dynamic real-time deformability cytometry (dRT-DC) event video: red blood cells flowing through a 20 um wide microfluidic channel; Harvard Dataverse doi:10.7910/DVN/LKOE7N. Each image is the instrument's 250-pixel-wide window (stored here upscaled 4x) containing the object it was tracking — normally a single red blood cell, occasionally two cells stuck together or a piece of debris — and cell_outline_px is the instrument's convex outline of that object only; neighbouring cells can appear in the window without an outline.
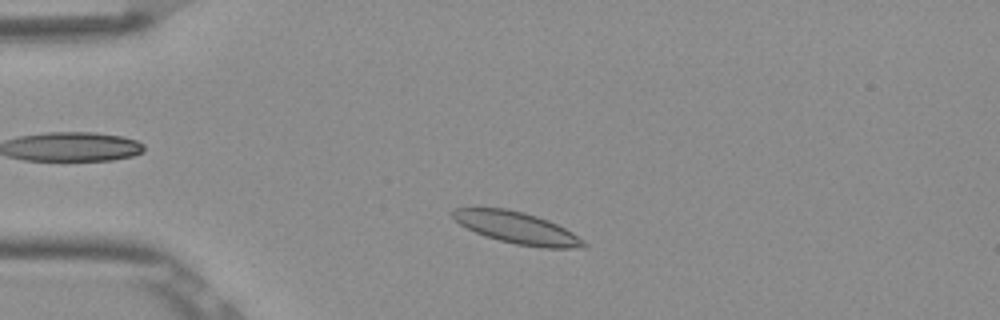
{"species": "Egyptian fruit bat (a non-hibernating species)", "species_latin": "Rousettus aegyptiacus", "temperature_condition": "room temperature", "stored_images_in_passage": 46, "camera_frame_rate_fps": 3000, "um_per_image_px": 0.085, "frame": {"image": 1, "passage_image": 6, "time_ms": 1.667, "image_size_px": [1000, 320], "cell_outline_px": [[588, 244], [568, 248], [540, 248], [516, 244], [484, 236], [460, 224], [452, 216], [452, 212], [456, 208], [504, 208], [524, 212], [548, 220], [572, 232], [584, 240]], "centroid_in_image_um": [43.93, 19.36], "position_along_channel_um": 41.1, "area_um2": 23.81}}
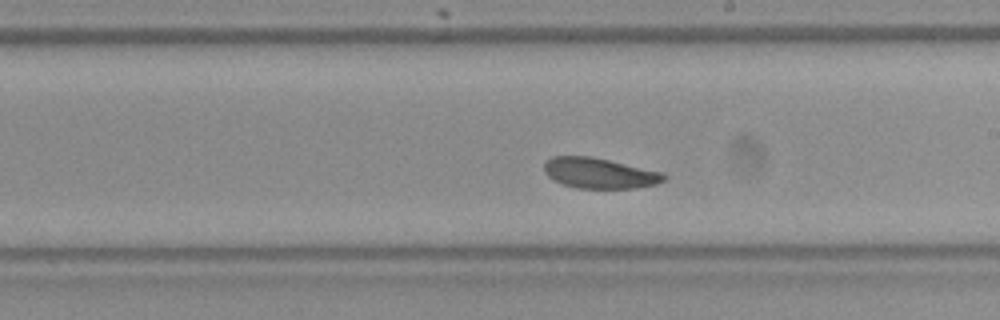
{"frame": {"image": 2, "passage_image": 24, "time_ms": 7.667, "image_size_px": [1000, 320], "cell_outline_px": [[668, 176], [664, 180], [656, 184], [636, 188], [576, 188], [564, 184], [548, 176], [544, 172], [544, 164], [552, 156], [592, 156], [660, 172]], "centroid_in_image_um": [50.94, 14.71], "position_along_channel_um": 238.1, "area_um2": 21.04}}
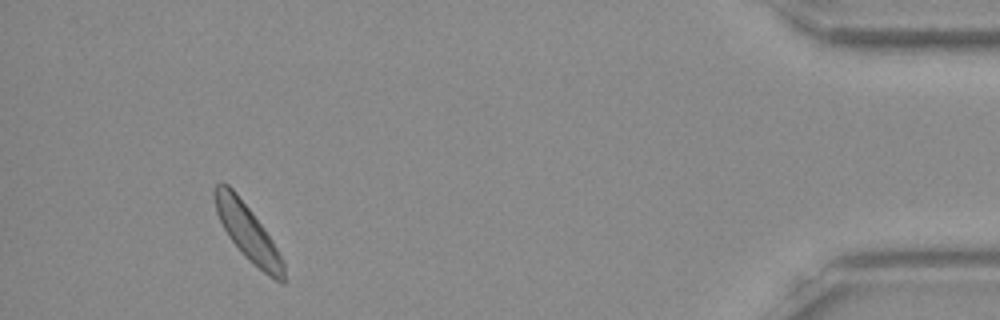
{"frame": {"image": 3, "passage_image": 43, "time_ms": 14.0, "image_size_px": [1000, 320], "cell_outline_px": [[284, 284], [280, 284], [248, 260], [244, 256], [228, 236], [216, 212], [212, 192], [216, 184], [220, 180], [228, 184], [236, 192], [252, 212], [264, 228], [272, 240], [284, 264]], "centroid_in_image_um": [21.02, 19.71], "position_along_channel_um": 414.2, "area_um2": 22.37}, "authors_computed_cell_mechanics": {"area_um2": 21.9062, "velocity_mm_per_s": 3.7861, "shape_relaxation_time_tau1_ms": 5.3227, "shape_relaxation_time_tau2_ms": null, "deformation_change_tau1": 0.1024, "deformation_change_tau2": null}}